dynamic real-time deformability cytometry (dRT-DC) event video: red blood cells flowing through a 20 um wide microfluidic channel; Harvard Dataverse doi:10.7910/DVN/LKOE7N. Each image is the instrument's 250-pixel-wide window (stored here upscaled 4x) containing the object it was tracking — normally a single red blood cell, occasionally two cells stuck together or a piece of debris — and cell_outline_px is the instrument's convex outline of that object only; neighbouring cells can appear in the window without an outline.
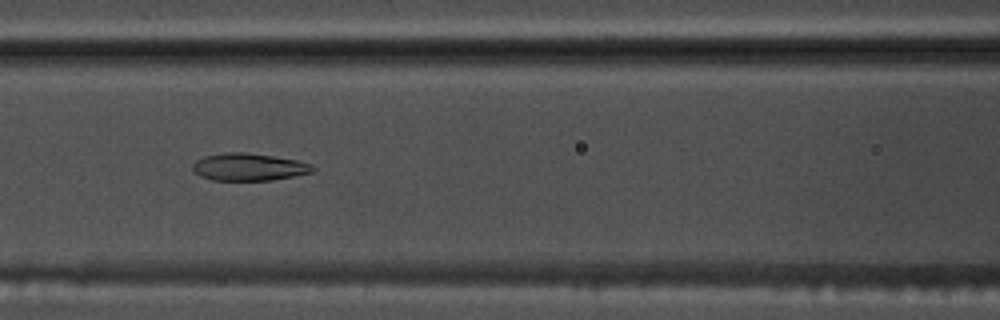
{"species": "common noctule bat (a hibernating species)", "species_latin": "Nyctalus noctula", "temperature_condition": "warm", "stored_images_in_passage": 54, "camera_frame_rate_fps": 3000, "um_per_image_px": 0.085, "animal": {"sex": "male", "body_mass_g": 17.5, "forearm_length_mm": 52.3}, "frame": {"image": 1, "passage_image": 23, "time_ms": 7.333, "image_size_px": [1000, 320], "cell_outline_px": [[316, 168], [312, 172], [272, 180], [212, 180], [200, 176], [192, 172], [192, 164], [196, 160], [204, 156], [224, 152], [244, 152], [272, 156], [296, 160], [312, 164]], "centroid_in_image_um": [21.1, 14.19], "position_along_channel_um": 145.5, "area_um2": 19.19}}
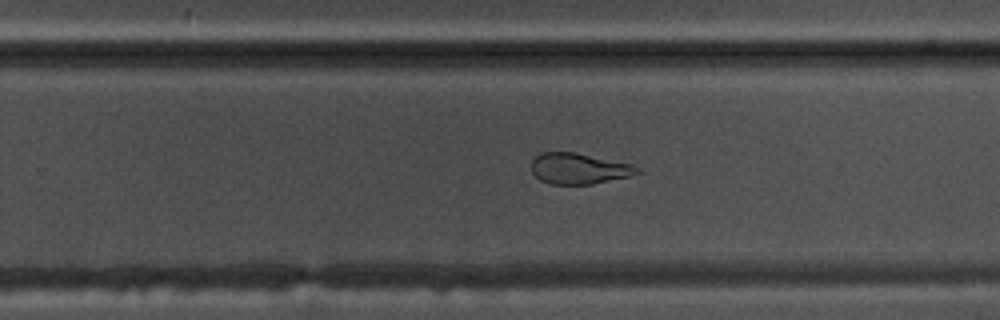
{"frame": {"image": 2, "passage_image": 34, "time_ms": 11.0, "image_size_px": [1000, 320], "cell_outline_px": [[640, 172], [628, 176], [592, 184], [552, 184], [540, 180], [532, 172], [532, 160], [540, 152], [576, 152], [632, 164], [640, 168]], "centroid_in_image_um": [49.19, 14.32], "position_along_channel_um": 280.6, "area_um2": 18.96}}
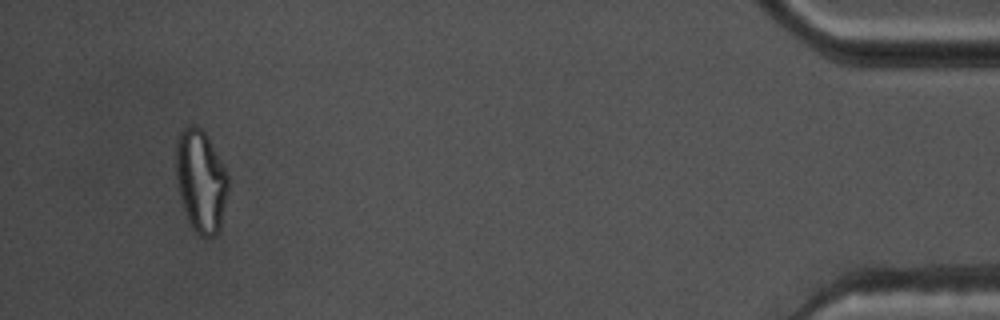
{"frame": {"image": 3, "passage_image": 51, "time_ms": 16.667, "image_size_px": [1000, 320], "cell_outline_px": [[228, 192], [220, 228], [212, 236], [200, 236], [192, 228], [188, 220], [184, 208], [176, 176], [176, 140], [180, 132], [188, 124], [192, 124], [200, 128], [208, 136], [228, 176]], "centroid_in_image_um": [17.07, 15.35], "position_along_channel_um": 418.1, "area_um2": 30.81}, "authors_computed_cell_mechanics": {"area_um2": 22.8599, "velocity_mm_per_s": 3.6982, "shape_relaxation_time_tau1_ms": 6.765, "shape_relaxation_time_tau2_ms": 1.5011, "deformation_change_tau1": 0.2139, "deformation_change_tau2": 0.0854}}